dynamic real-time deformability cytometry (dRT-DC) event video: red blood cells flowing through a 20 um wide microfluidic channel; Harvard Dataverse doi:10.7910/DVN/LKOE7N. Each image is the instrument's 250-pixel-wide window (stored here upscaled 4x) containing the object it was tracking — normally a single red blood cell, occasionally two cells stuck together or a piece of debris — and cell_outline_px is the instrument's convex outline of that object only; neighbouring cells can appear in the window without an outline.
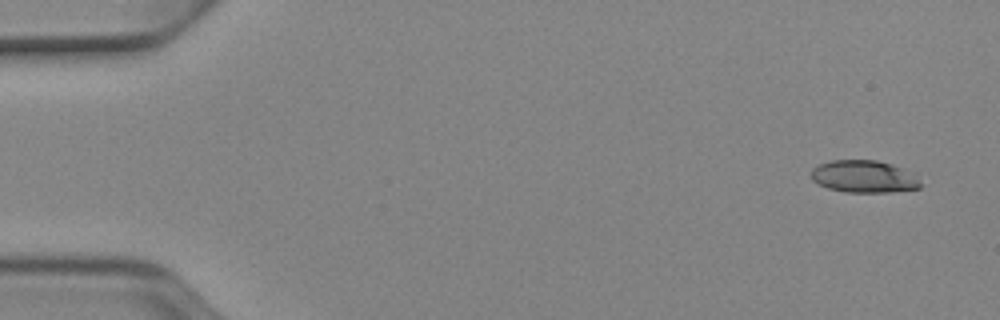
{"species": "Egyptian fruit bat (a non-hibernating species)", "species_latin": "Rousettus aegyptiacus", "temperature_condition": "cold", "stored_images_in_passage": 49, "camera_frame_rate_fps": 3000, "um_per_image_px": 0.085, "animal": {"sex": "female"}, "frame": {"image": 1, "passage_image": 1, "time_ms": 0.0, "image_size_px": [1000, 320], "cell_outline_px": [[924, 184], [920, 188], [888, 192], [844, 192], [828, 188], [812, 180], [812, 168], [816, 164], [832, 160], [876, 160], [892, 164], [900, 168]], "centroid_in_image_um": [73.38, 15.0], "position_along_channel_um": 11.6, "area_um2": 20.35}}
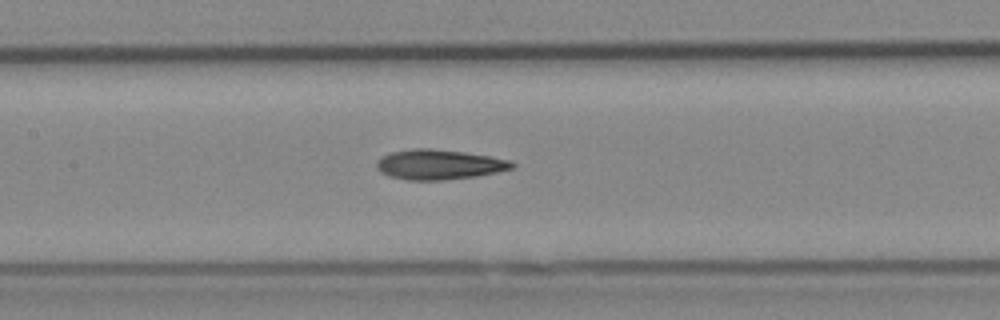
{"frame": {"image": 2, "passage_image": 23, "time_ms": 7.333, "image_size_px": [1000, 320], "cell_outline_px": [[516, 168], [476, 176], [444, 180], [408, 180], [388, 176], [380, 172], [376, 168], [376, 164], [384, 156], [392, 152], [412, 148], [432, 148], [464, 152], [488, 156], [508, 160], [516, 164]], "centroid_in_image_um": [37.33, 13.99], "position_along_channel_um": 170.1, "area_um2": 23.58}}
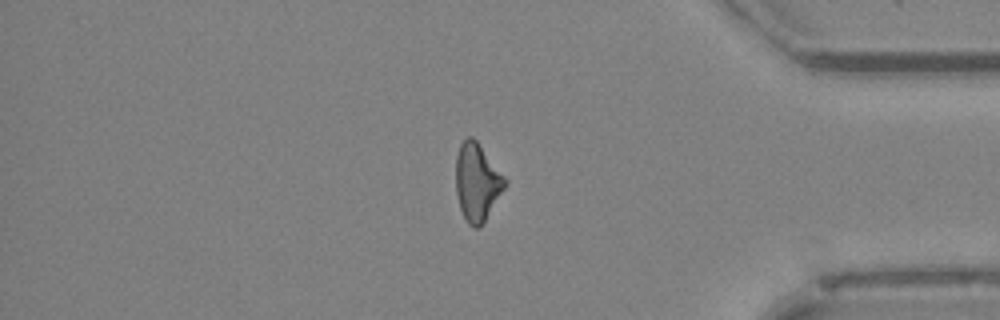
{"frame": {"image": 3, "passage_image": 42, "time_ms": 13.667, "image_size_px": [1000, 320], "cell_outline_px": [[508, 184], [484, 220], [476, 228], [472, 228], [468, 224], [460, 208], [456, 192], [456, 156], [460, 144], [468, 136], [472, 136], [476, 140], [508, 180]], "centroid_in_image_um": [40.56, 15.46], "position_along_channel_um": 394.6, "area_um2": 22.02}}